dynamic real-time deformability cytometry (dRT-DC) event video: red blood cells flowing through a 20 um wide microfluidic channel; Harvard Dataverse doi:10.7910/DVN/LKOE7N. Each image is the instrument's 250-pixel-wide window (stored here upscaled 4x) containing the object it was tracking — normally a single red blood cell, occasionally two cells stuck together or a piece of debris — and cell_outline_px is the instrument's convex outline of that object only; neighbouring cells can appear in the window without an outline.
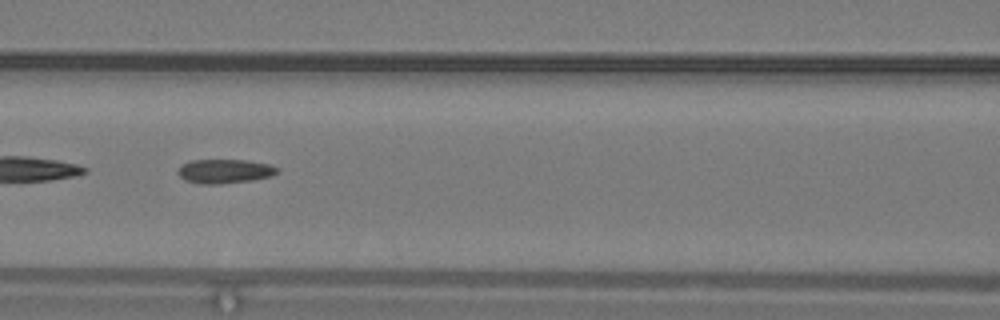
{"species": "common noctule bat (a hibernating species)", "species_latin": "Nyctalus noctula", "temperature_condition": "warm", "stored_images_in_passage": 50, "segment_of_instrument_passage": [2, 2], "camera_frame_rate_fps": 3000, "um_per_image_px": 0.085, "animal": {"sex": "male", "body_mass_g": 19.2, "forearm_length_mm": 51.8}, "frame": {"image": 1, "passage_image": 23, "time_ms": 7.333, "image_size_px": [1000, 320], "cell_outline_px": [[280, 172], [272, 176], [252, 180], [220, 184], [200, 184], [184, 180], [176, 172], [180, 164], [192, 160], [244, 160], [268, 164], [280, 168]], "centroid_in_image_um": [19.08, 14.56], "position_along_channel_um": 147.5, "area_um2": 14.16}}
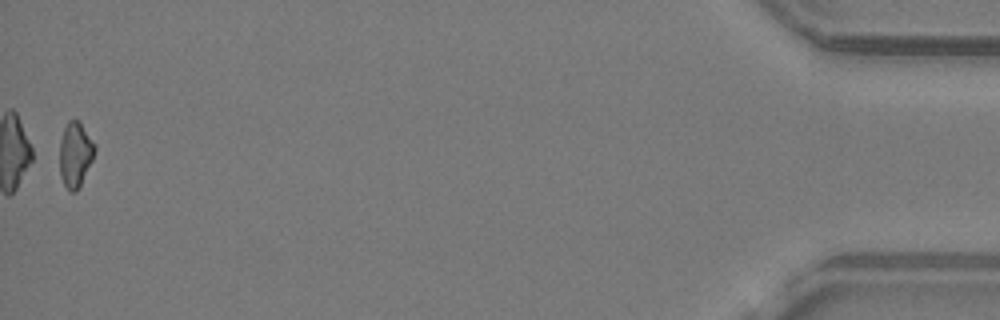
{"frame": {"image": 2, "passage_image": 50, "time_ms": 16.333, "image_size_px": [1000, 320], "cell_outline_px": [[96, 148], [92, 160], [76, 192], [68, 192], [60, 176], [60, 140], [64, 128], [68, 120], [80, 120], [96, 144]], "centroid_in_image_um": [6.4, 13.1], "position_along_channel_um": 428.8, "area_um2": 13.41}}